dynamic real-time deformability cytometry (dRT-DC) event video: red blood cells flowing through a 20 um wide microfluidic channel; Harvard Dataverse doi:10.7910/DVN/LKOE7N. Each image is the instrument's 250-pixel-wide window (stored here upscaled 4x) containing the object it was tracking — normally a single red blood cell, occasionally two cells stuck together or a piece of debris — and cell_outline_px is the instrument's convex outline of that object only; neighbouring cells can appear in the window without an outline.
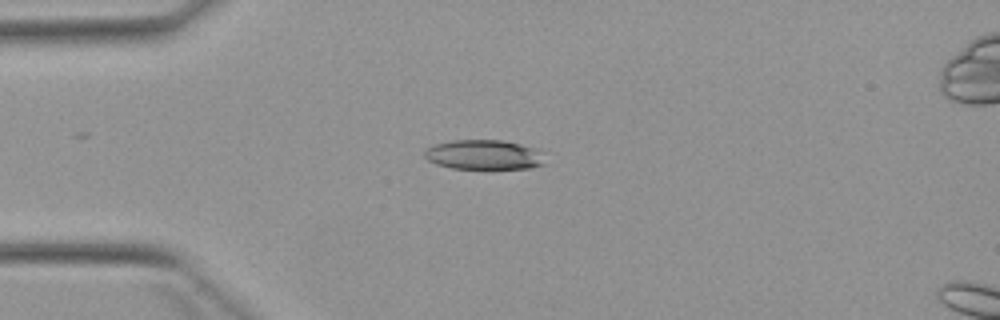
{"species": "Egyptian fruit bat (a non-hibernating species)", "species_latin": "Rousettus aegyptiacus", "temperature_condition": "warm", "stored_images_in_passage": 5, "camera_frame_rate_fps": 3000, "um_per_image_px": 0.085, "animal": {"sex": "female"}, "frame": {"image": 1, "passage_image": 4, "time_ms": 3.667, "image_size_px": [1000, 320], "cell_outline_px": [[548, 164], [532, 168], [492, 172], [484, 172], [452, 168], [436, 164], [428, 160], [424, 156], [424, 148], [432, 144], [452, 140], [504, 140], [540, 148], [544, 152]], "centroid_in_image_um": [41.24, 13.21], "position_along_channel_um": 43.8, "area_um2": 22.77}}